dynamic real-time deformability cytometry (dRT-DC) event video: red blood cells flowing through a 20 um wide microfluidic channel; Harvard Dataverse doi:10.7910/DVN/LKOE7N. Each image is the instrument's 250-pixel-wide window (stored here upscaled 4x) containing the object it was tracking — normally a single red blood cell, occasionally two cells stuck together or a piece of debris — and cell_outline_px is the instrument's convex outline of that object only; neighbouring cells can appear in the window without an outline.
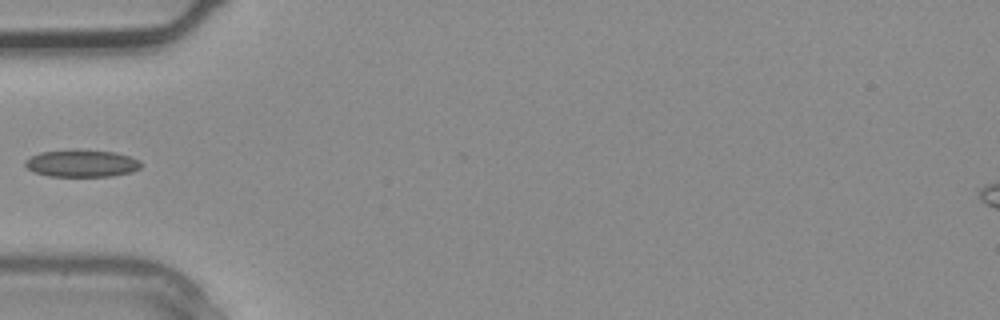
{"species": "common noctule bat (a hibernating species)", "species_latin": "Nyctalus noctula", "temperature_condition": "warm", "stored_images_in_passage": 3, "segment_of_instrument_passage": [2, 2], "camera_frame_rate_fps": 3000, "um_per_image_px": 0.085, "animal": {"sex": "male", "body_mass_g": 20.4}, "frame": {"image": 1, "passage_image": 3, "time_ms": 0.667, "image_size_px": [1000, 320], "cell_outline_px": [[144, 164], [140, 168], [132, 172], [112, 176], [48, 176], [36, 172], [28, 168], [24, 164], [24, 160], [40, 152], [112, 152], [128, 156], [140, 160]], "centroid_in_image_um": [6.99, 13.93], "position_along_channel_um": 78.0, "area_um2": 17.57}}